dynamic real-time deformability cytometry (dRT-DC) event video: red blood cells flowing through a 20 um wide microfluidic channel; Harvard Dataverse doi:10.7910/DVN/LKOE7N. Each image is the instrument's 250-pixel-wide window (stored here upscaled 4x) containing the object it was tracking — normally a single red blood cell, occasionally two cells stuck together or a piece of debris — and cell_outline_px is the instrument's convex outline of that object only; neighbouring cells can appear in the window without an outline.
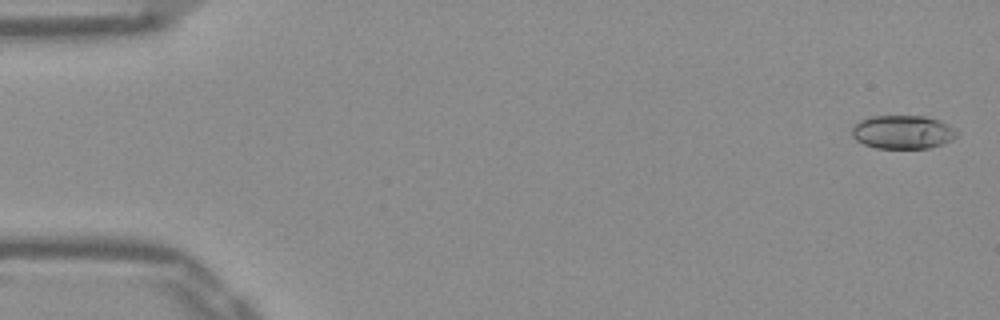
{"species": "Egyptian fruit bat (a non-hibernating species)", "species_latin": "Rousettus aegyptiacus", "temperature_condition": "warm", "stored_images_in_passage": 52, "camera_frame_rate_fps": 3000, "um_per_image_px": 0.085, "frame": {"image": 1, "passage_image": 2, "time_ms": 0.333, "image_size_px": [1000, 320], "cell_outline_px": [[960, 132], [952, 140], [944, 144], [932, 148], [876, 148], [864, 144], [856, 140], [852, 136], [852, 124], [860, 120], [872, 116], [924, 116], [940, 120], [956, 128]], "centroid_in_image_um": [76.76, 11.22], "position_along_channel_um": 8.2, "area_um2": 20.87}}
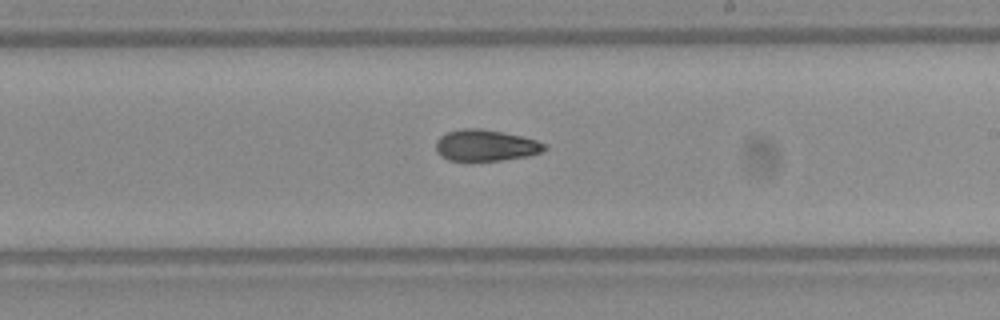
{"frame": {"image": 2, "passage_image": 31, "time_ms": 10.0, "image_size_px": [1000, 320], "cell_outline_px": [[548, 148], [540, 152], [528, 156], [500, 160], [448, 160], [440, 156], [436, 152], [436, 140], [440, 136], [448, 132], [460, 128], [480, 128], [520, 136], [536, 140], [548, 144]], "centroid_in_image_um": [41.27, 12.35], "position_along_channel_um": 247.7, "area_um2": 19.77}}
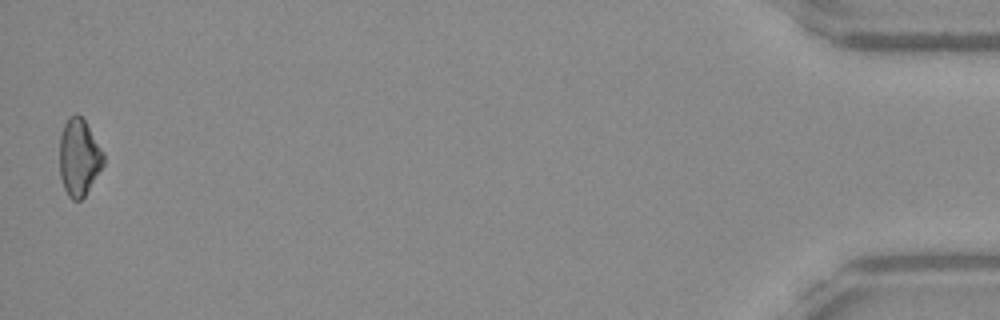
{"frame": {"image": 3, "passage_image": 52, "time_ms": 17.0, "image_size_px": [1000, 320], "cell_outline_px": [[104, 164], [84, 196], [80, 200], [72, 200], [68, 196], [64, 188], [60, 176], [60, 136], [64, 124], [68, 116], [76, 112], [84, 120], [104, 152]], "centroid_in_image_um": [6.71, 13.36], "position_along_channel_um": 428.5, "area_um2": 19.65}, "authors_computed_cell_mechanics": {"area_um2": 20.1722, "velocity_mm_per_s": 3.914, "shape_relaxation_time_tau1_ms": null, "shape_relaxation_time_tau2_ms": 8.2981, "deformation_change_tau1": null, "deformation_change_tau2": 0.1511}}